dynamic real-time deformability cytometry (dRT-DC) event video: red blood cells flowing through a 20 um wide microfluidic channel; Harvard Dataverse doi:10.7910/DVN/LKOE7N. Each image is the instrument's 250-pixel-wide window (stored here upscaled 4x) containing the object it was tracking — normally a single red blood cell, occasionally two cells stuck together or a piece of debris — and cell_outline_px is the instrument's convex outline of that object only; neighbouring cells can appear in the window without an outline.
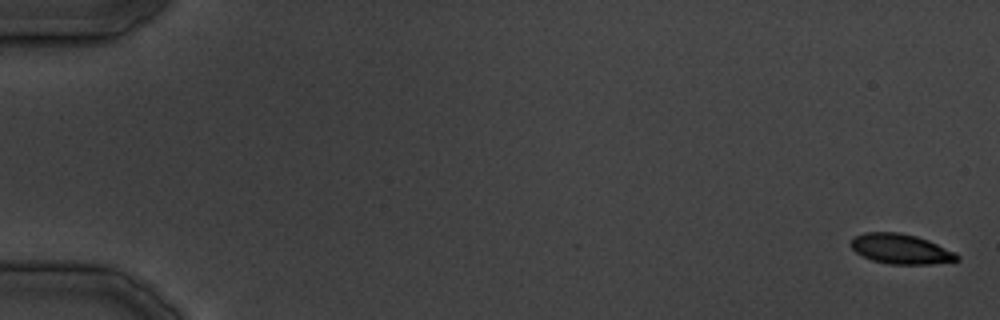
{"species": "common noctule bat (a hibernating species)", "species_latin": "Nyctalus noctula", "temperature_condition": "cold", "stored_images_in_passage": 38, "camera_frame_rate_fps": 3000, "um_per_image_px": 0.085, "animal": {"sex": "male", "body_mass_g": 19.5, "forearm_length_mm": 54.6}, "frame": {"image": 1, "passage_image": 1, "time_ms": 0.0, "image_size_px": [1000, 320], "cell_outline_px": [[960, 260], [932, 264], [888, 264], [872, 260], [856, 252], [852, 248], [852, 240], [856, 236], [864, 232], [900, 232], [916, 236], [928, 240], [956, 252], [960, 256]], "centroid_in_image_um": [76.61, 21.16], "position_along_channel_um": 8.4, "area_um2": 18.5}}
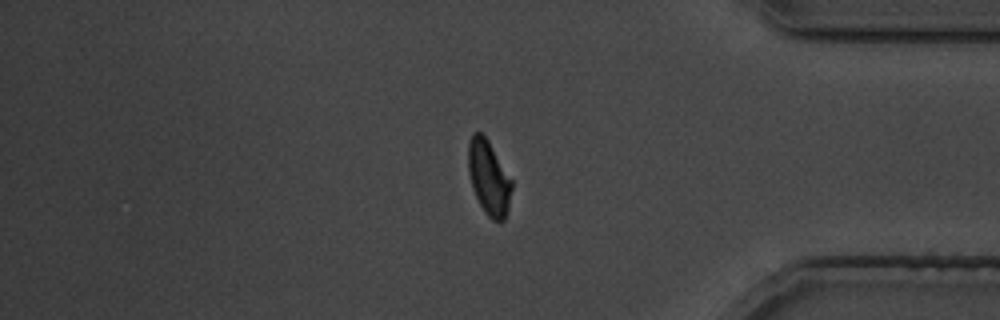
{"frame": {"image": 2, "passage_image": 32, "time_ms": 38.333, "image_size_px": [1000, 320], "cell_outline_px": [[512, 188], [508, 212], [504, 220], [492, 220], [484, 212], [472, 188], [468, 172], [468, 144], [472, 132], [480, 132], [488, 140], [512, 180]], "centroid_in_image_um": [41.54, 15.11], "position_along_channel_um": 393.7, "area_um2": 18.9}}
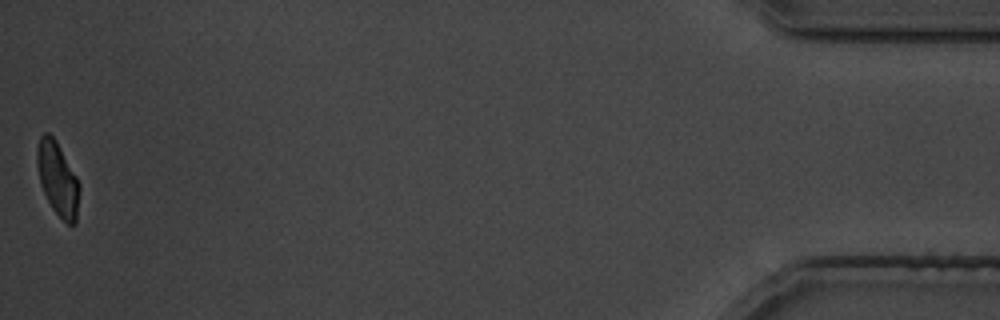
{"frame": {"image": 3, "passage_image": 38, "time_ms": 45.333, "image_size_px": [1000, 320], "cell_outline_px": [[80, 188], [76, 224], [68, 224], [52, 208], [40, 184], [36, 164], [36, 152], [40, 136], [44, 132], [48, 132], [56, 140], [76, 176], [80, 184]], "centroid_in_image_um": [4.9, 15.19], "position_along_channel_um": 430.3, "area_um2": 18.15}}